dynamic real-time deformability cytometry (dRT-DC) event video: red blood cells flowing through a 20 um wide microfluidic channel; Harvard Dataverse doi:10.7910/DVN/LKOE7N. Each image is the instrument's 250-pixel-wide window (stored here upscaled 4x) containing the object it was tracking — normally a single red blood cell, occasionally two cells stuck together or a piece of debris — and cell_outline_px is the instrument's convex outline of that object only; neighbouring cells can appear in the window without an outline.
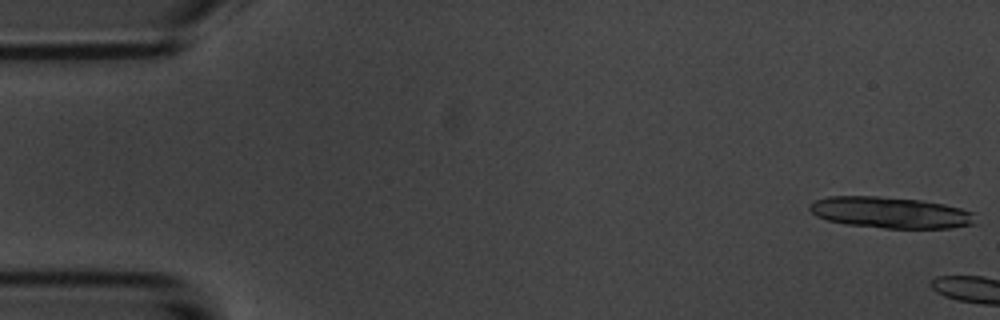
{"species": "common noctule bat (a hibernating species)", "species_latin": "Nyctalus noctula", "temperature_condition": "room temperature", "stored_images_in_passage": 4, "camera_frame_rate_fps": 3000, "um_per_image_px": 0.085, "animal": {"sex": "male", "body_mass_g": 20.1, "forearm_length_mm": 53.5}, "frame": {"image": 1, "passage_image": 1, "time_ms": 0.0, "image_size_px": [1000, 320], "cell_outline_px": [[976, 224], [948, 228], [884, 228], [844, 224], [828, 220], [816, 216], [808, 208], [808, 204], [816, 200], [828, 196], [880, 196], [920, 200], [944, 204], [960, 208], [972, 212]], "centroid_in_image_um": [75.65, 18.06], "position_along_channel_um": 9.3, "area_um2": 30.23}}